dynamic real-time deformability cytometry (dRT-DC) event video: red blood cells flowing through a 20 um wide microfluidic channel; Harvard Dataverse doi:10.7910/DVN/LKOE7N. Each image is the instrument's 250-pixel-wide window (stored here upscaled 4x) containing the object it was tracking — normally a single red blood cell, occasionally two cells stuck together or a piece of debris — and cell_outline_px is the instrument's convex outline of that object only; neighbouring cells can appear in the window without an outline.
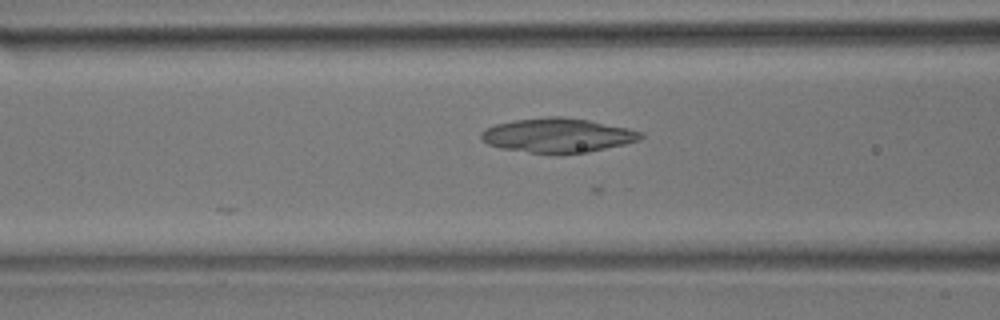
{"species": "common noctule bat (a hibernating species)", "species_latin": "Nyctalus noctula", "temperature_condition": "room temperature", "stored_images_in_passage": 13, "camera_frame_rate_fps": 3000, "um_per_image_px": 0.085, "animal": {"sex": "male", "body_mass_g": 17.9}, "frame": {"image": 1, "passage_image": 8, "time_ms": 2.333, "image_size_px": [1000, 320], "cell_outline_px": [[644, 136], [640, 140], [624, 144], [588, 152], [560, 156], [556, 156], [500, 148], [488, 144], [480, 136], [480, 132], [484, 128], [496, 124], [512, 120], [548, 116], [564, 116], [588, 120], [628, 128], [644, 132]], "centroid_in_image_um": [47.4, 11.52], "position_along_channel_um": 119.2, "area_um2": 32.6}}